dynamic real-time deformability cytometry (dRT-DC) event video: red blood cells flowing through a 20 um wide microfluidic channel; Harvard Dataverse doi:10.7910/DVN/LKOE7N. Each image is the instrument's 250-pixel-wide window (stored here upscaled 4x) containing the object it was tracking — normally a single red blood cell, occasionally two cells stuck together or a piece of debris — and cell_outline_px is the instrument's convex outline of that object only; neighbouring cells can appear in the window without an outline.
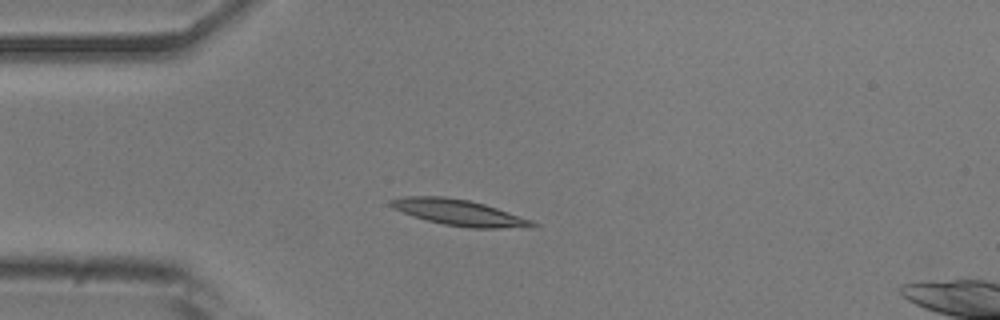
{"species": "common noctule bat (a hibernating species)", "species_latin": "Nyctalus noctula", "temperature_condition": "room temperature", "stored_images_in_passage": 38, "camera_frame_rate_fps": 3000, "um_per_image_px": 0.085, "animal": {"sex": "male", "body_mass_g": 20.5, "forearm_length_mm": 52.5}, "frame": {"image": 1, "passage_image": 12, "time_ms": 3.667, "image_size_px": [1000, 320], "cell_outline_px": [[540, 224], [500, 228], [468, 228], [444, 224], [412, 216], [392, 208], [388, 204], [388, 200], [404, 196], [444, 196], [468, 200], [484, 204], [532, 220]], "centroid_in_image_um": [38.9, 18.04], "position_along_channel_um": 46.1, "area_um2": 21.1}}
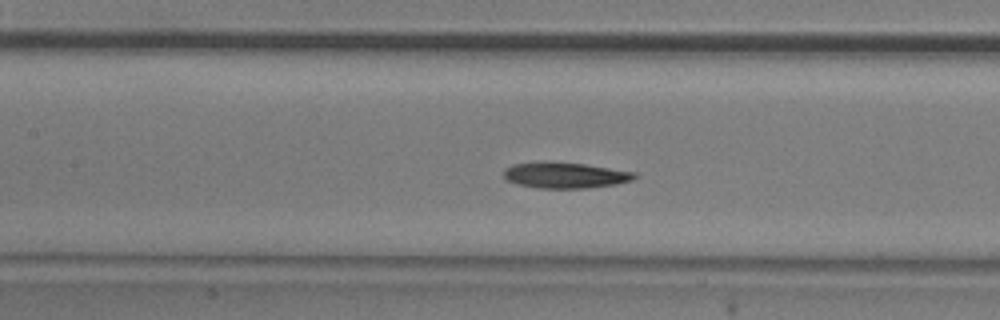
{"frame": {"image": 2, "passage_image": 22, "time_ms": 7.0, "image_size_px": [1000, 320], "cell_outline_px": [[640, 176], [632, 180], [616, 184], [588, 188], [536, 188], [516, 184], [508, 180], [504, 176], [504, 168], [512, 164], [584, 164], [636, 172]], "centroid_in_image_um": [48.11, 14.94], "position_along_channel_um": 159.3, "area_um2": 19.07}}
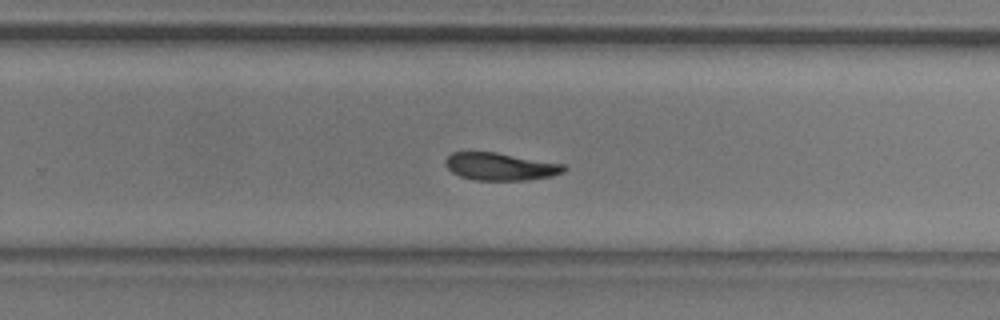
{"frame": {"image": 3, "passage_image": 32, "time_ms": 10.333, "image_size_px": [1000, 320], "cell_outline_px": [[568, 168], [564, 172], [552, 176], [528, 180], [476, 180], [460, 176], [452, 172], [444, 164], [444, 160], [452, 152], [496, 152], [564, 164]], "centroid_in_image_um": [42.54, 14.16], "position_along_channel_um": 287.3, "area_um2": 19.07}, "authors_computed_cell_mechanics": {"area_um2": 19.7676, "velocity_mm_per_s": 3.8548, "shape_relaxation_time_tau1_ms": 4.3457, "shape_relaxation_time_tau2_ms": null, "deformation_change_tau1": 0.1504, "deformation_change_tau2": null}}